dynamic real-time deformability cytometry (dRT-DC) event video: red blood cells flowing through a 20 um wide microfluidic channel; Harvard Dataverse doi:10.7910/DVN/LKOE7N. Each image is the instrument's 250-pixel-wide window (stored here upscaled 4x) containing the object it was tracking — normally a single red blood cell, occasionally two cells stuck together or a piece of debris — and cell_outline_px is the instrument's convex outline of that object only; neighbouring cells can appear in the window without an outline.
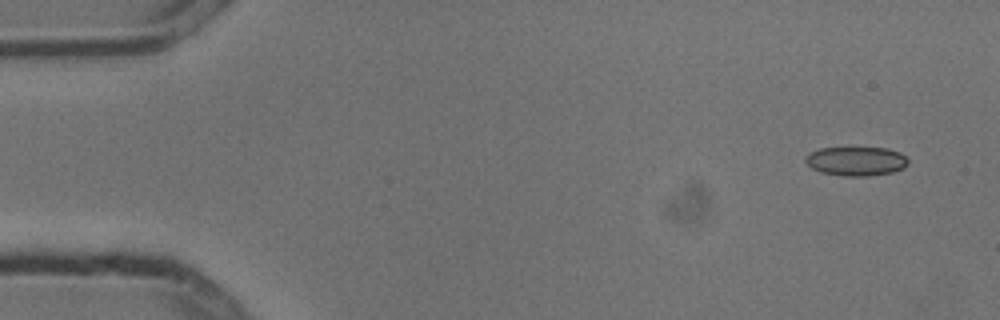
{"species": "common noctule bat (a hibernating species)", "species_latin": "Nyctalus noctula", "temperature_condition": "cold", "stored_images_in_passage": 6, "camera_frame_rate_fps": 3000, "um_per_image_px": 0.085, "animal": {"sex": "male", "body_mass_g": 13.3}, "frame": {"image": 1, "passage_image": 1, "time_ms": 0.0, "image_size_px": [1000, 320], "cell_outline_px": [[908, 164], [904, 168], [892, 172], [868, 176], [844, 176], [820, 172], [812, 168], [804, 160], [804, 156], [808, 152], [820, 148], [888, 148], [900, 152], [908, 160]], "centroid_in_image_um": [72.75, 13.7], "position_along_channel_um": 12.3, "area_um2": 17.51}}
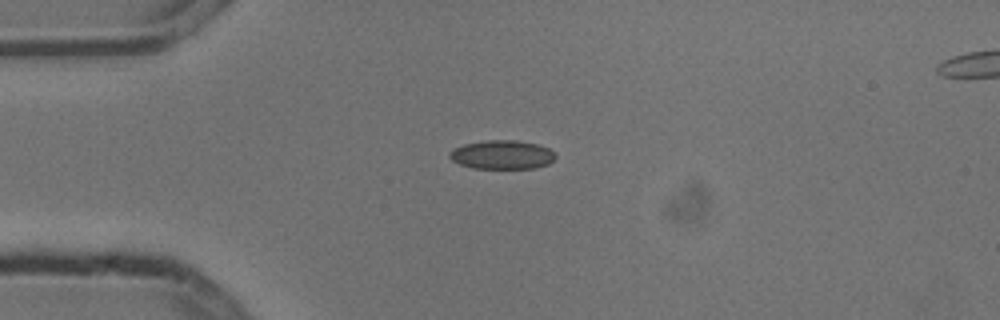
{"frame": {"image": 2, "passage_image": 4, "time_ms": 1.0, "image_size_px": [1000, 320], "cell_outline_px": [[556, 156], [548, 164], [536, 168], [472, 168], [460, 164], [452, 160], [448, 156], [448, 152], [452, 148], [464, 144], [484, 140], [516, 140], [536, 144], [548, 148]], "centroid_in_image_um": [42.62, 13.14], "position_along_channel_um": 42.4, "area_um2": 17.8}}
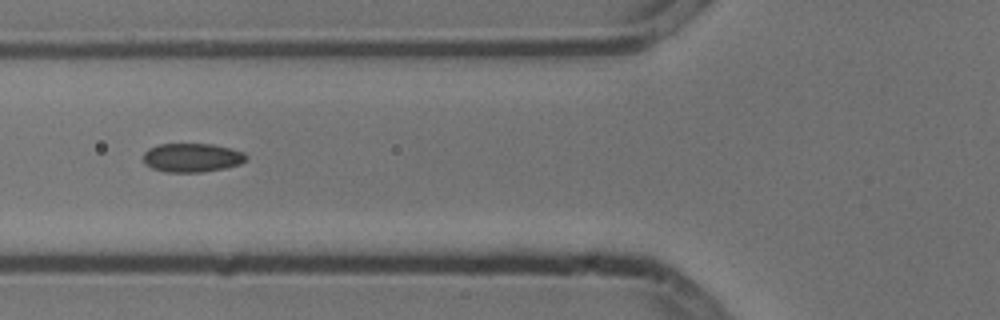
{"frame": {"image": 3, "passage_image": 6, "time_ms": 1.667, "image_size_px": [1000, 320], "cell_outline_px": [[248, 160], [240, 164], [224, 168], [204, 172], [164, 172], [152, 168], [144, 164], [144, 152], [148, 148], [160, 144], [212, 144], [232, 148], [244, 152], [248, 156]], "centroid_in_image_um": [16.35, 13.4], "position_along_channel_um": 109.5, "area_um2": 17.51}}